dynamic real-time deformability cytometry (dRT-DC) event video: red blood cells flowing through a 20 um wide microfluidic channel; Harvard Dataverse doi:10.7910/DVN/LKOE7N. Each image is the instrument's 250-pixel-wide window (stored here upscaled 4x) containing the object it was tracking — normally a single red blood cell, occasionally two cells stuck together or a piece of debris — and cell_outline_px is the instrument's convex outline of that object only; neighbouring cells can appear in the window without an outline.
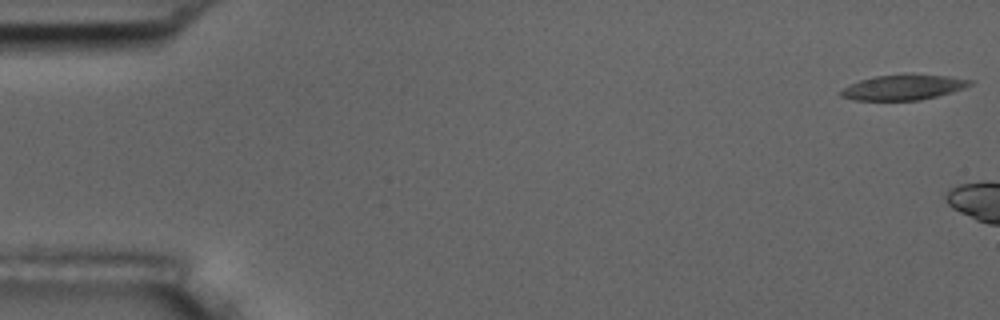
{"species": "common noctule bat (a hibernating species)", "species_latin": "Nyctalus noctula", "temperature_condition": "room temperature", "stored_images_in_passage": 6, "camera_frame_rate_fps": 3000, "um_per_image_px": 0.085, "animal": {"sex": "male", "body_mass_g": 17.5, "forearm_length_mm": 52.3}, "frame": {"image": 1, "passage_image": 1, "time_ms": 0.0, "image_size_px": [1000, 320], "cell_outline_px": [[976, 80], [972, 84], [964, 88], [952, 92], [920, 100], [856, 100], [840, 96], [840, 92], [848, 84], [860, 80], [876, 76], [908, 72], [948, 76]], "centroid_in_image_um": [76.83, 7.39], "position_along_channel_um": 8.2, "area_um2": 19.42}}